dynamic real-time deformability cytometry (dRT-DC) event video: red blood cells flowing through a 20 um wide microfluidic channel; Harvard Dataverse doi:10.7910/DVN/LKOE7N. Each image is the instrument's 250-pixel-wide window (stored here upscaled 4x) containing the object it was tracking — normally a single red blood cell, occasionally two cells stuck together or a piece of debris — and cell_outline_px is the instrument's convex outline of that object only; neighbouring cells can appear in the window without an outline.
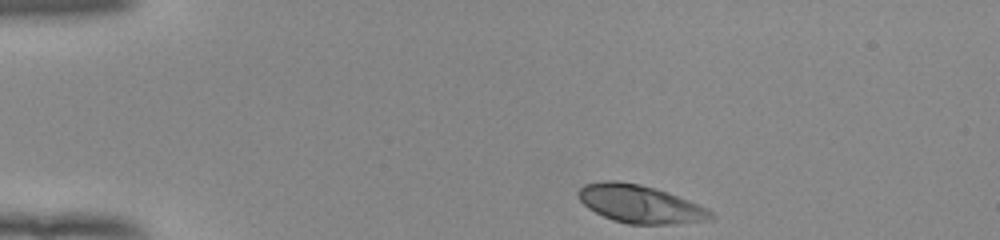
{"species": "human", "species_latin": "Homo sapiens", "temperature_condition": "room temperature", "stored_images_in_passage": 37, "camera_frame_rate_fps": 3000, "um_per_image_px": 0.085, "donor": {"sex": "female"}, "frame": {"image": 1, "passage_image": 1, "time_ms": 0.0, "image_size_px": [1000, 240], "cell_outline_px": [[716, 216], [712, 220], [672, 224], [628, 224], [612, 220], [588, 208], [576, 196], [576, 192], [584, 184], [604, 180], [616, 180], [640, 184], [656, 188], [668, 192], [688, 200], [712, 212]], "centroid_in_image_um": [54.38, 17.33], "position_along_channel_um": 30.6, "area_um2": 29.42}}
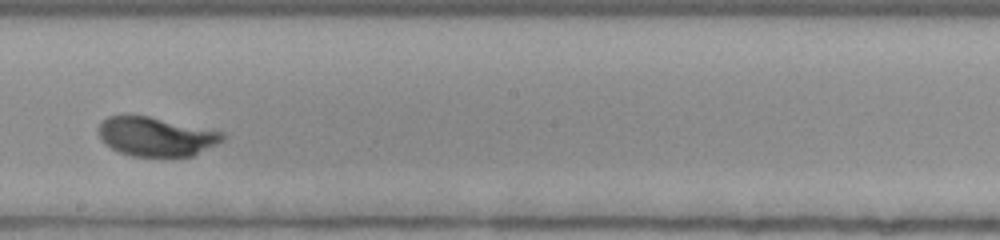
{"frame": {"image": 2, "passage_image": 22, "time_ms": 7.0, "image_size_px": [1000, 240], "cell_outline_px": [[224, 140], [192, 156], [132, 156], [120, 152], [112, 148], [100, 136], [100, 124], [108, 116], [148, 116], [224, 132]], "centroid_in_image_um": [13.31, 11.61], "position_along_channel_um": 234.9, "area_um2": 27.63}}
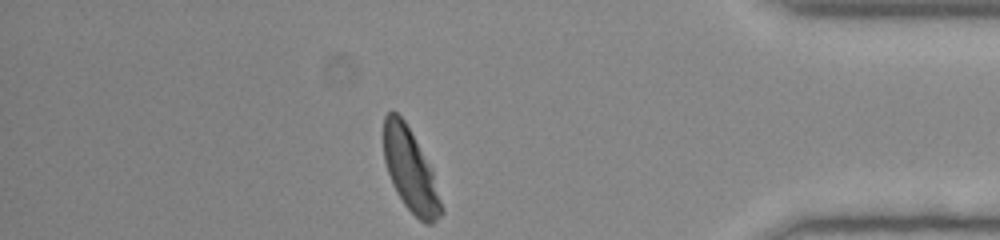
{"frame": {"image": 3, "passage_image": 37, "time_ms": 12.0, "image_size_px": [1000, 240], "cell_outline_px": [[444, 212], [432, 224], [428, 224], [420, 220], [404, 204], [396, 192], [392, 184], [384, 160], [384, 116], [388, 112], [396, 112], [404, 120], [432, 172], [444, 208]], "centroid_in_image_um": [34.87, 14.52], "position_along_channel_um": 400.3, "area_um2": 27.05}, "authors_computed_cell_mechanics": {"area_um2": 28.4376, "velocity_mm_per_s": 3.9133, "shape_relaxation_time_tau1_ms": 2.8132, "shape_relaxation_time_tau2_ms": null, "deformation_change_tau1": 0.1764, "deformation_change_tau2": null}}